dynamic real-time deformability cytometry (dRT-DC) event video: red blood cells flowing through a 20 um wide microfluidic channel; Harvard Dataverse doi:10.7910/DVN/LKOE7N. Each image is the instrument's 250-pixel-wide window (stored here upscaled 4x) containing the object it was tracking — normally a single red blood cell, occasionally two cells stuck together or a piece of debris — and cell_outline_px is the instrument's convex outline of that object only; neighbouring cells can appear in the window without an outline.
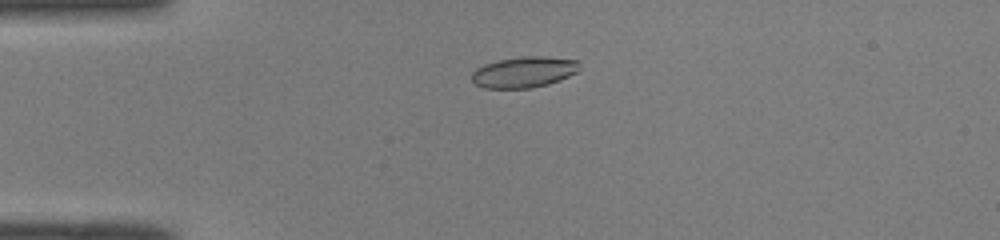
{"species": "common noctule bat (a hibernating species)", "species_latin": "Nyctalus noctula", "temperature_condition": "room temperature", "stored_images_in_passage": 48, "camera_frame_rate_fps": 3000, "um_per_image_px": 0.085, "animal": {"sex": "male", "body_mass_g": 19.0, "forearm_length_mm": 50.8}, "frame": {"image": 1, "passage_image": 10, "time_ms": 3.0, "image_size_px": [1000, 240], "cell_outline_px": [[580, 68], [576, 72], [560, 80], [548, 84], [532, 88], [484, 88], [476, 84], [472, 80], [472, 72], [476, 68], [484, 64], [496, 60], [524, 56], [540, 56], [576, 60], [580, 64]], "centroid_in_image_um": [44.52, 6.13], "position_along_channel_um": 40.5, "area_um2": 19.42}}
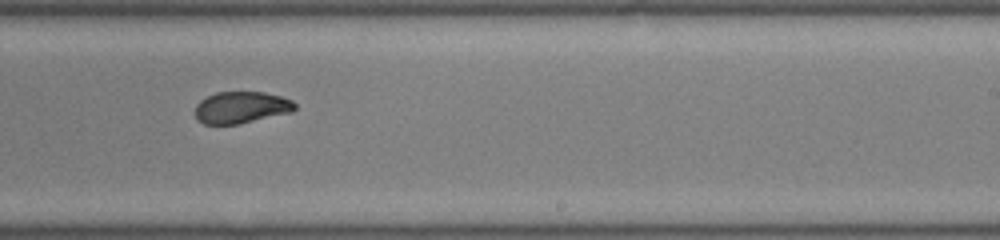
{"frame": {"image": 2, "passage_image": 29, "time_ms": 9.333, "image_size_px": [1000, 240], "cell_outline_px": [[296, 108], [292, 112], [236, 124], [204, 124], [196, 120], [196, 104], [200, 100], [216, 92], [264, 92], [280, 96], [292, 100], [296, 104]], "centroid_in_image_um": [20.5, 9.13], "position_along_channel_um": 268.5, "area_um2": 18.38}}
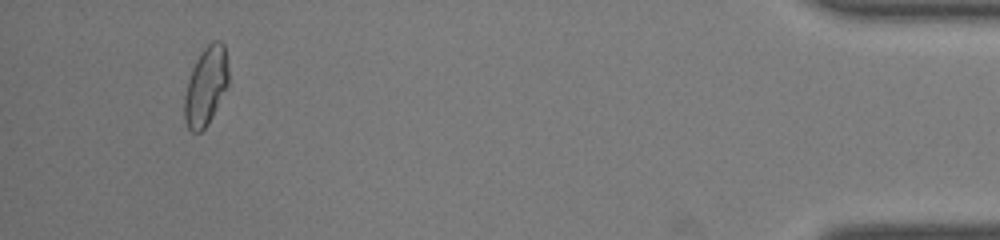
{"frame": {"image": 3, "passage_image": 45, "time_ms": 14.667, "image_size_px": [1000, 240], "cell_outline_px": [[228, 88], [208, 124], [200, 132], [192, 132], [188, 128], [184, 120], [184, 96], [188, 80], [192, 68], [200, 52], [212, 40], [220, 40], [224, 44], [228, 68]], "centroid_in_image_um": [17.5, 7.32], "position_along_channel_um": 417.7, "area_um2": 20.4}, "authors_computed_cell_mechanics": {"area_um2": 19.2474, "velocity_mm_per_s": 4.0784, "shape_relaxation_time_tau1_ms": null, "shape_relaxation_time_tau2_ms": 1.4154, "deformation_change_tau1": null, "deformation_change_tau2": 0.0516}}